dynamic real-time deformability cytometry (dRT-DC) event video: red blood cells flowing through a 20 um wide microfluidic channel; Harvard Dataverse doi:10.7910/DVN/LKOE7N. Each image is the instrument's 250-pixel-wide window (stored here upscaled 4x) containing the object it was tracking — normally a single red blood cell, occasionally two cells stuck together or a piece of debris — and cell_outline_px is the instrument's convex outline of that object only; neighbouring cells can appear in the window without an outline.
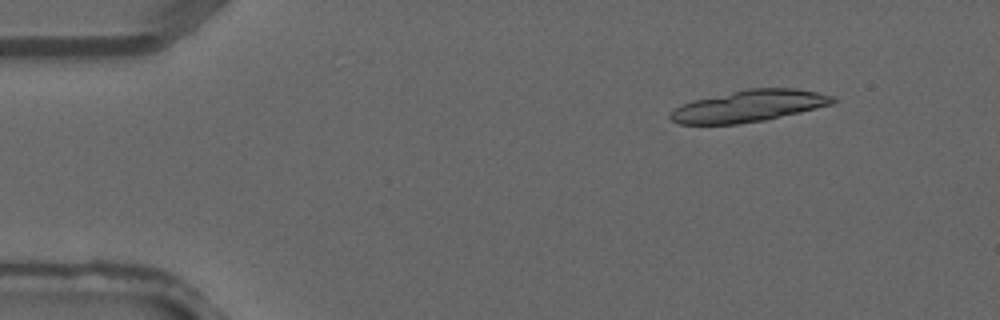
{"species": "common noctule bat (a hibernating species)", "species_latin": "Nyctalus noctula", "temperature_condition": "warm", "stored_images_in_passage": 2, "camera_frame_rate_fps": 3000, "um_per_image_px": 0.085, "animal": {"sex": "male", "forearm_length_mm": 52.5}, "frame": {"image": 1, "passage_image": 1, "time_ms": 0.0, "image_size_px": [1000, 320], "cell_outline_px": [[836, 100], [832, 104], [800, 112], [764, 120], [740, 124], [680, 124], [672, 120], [668, 116], [680, 104], [692, 100], [748, 88], [796, 88], [836, 96]], "centroid_in_image_um": [63.66, 9.01], "position_along_channel_um": 21.3, "area_um2": 29.94}}